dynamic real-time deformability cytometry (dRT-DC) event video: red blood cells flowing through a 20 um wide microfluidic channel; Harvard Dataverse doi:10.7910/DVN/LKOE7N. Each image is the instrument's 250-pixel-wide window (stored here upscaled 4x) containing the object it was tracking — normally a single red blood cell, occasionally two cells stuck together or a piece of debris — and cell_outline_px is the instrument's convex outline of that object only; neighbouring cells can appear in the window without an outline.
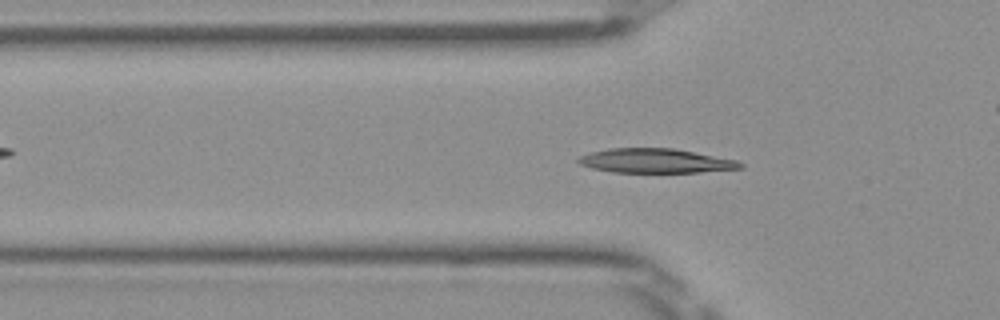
{"species": "Egyptian fruit bat (a non-hibernating species)", "species_latin": "Rousettus aegyptiacus", "temperature_condition": "room temperature", "stored_images_in_passage": 51, "camera_frame_rate_fps": 3000, "um_per_image_px": 0.085, "frame": {"image": 1, "passage_image": 16, "time_ms": 5.0, "image_size_px": [1000, 320], "cell_outline_px": [[744, 168], [700, 172], [612, 172], [592, 168], [580, 164], [576, 160], [580, 156], [588, 152], [608, 148], [672, 148], [736, 160], [744, 164]], "centroid_in_image_um": [55.69, 13.67], "position_along_channel_um": 70.1, "area_um2": 22.89}}
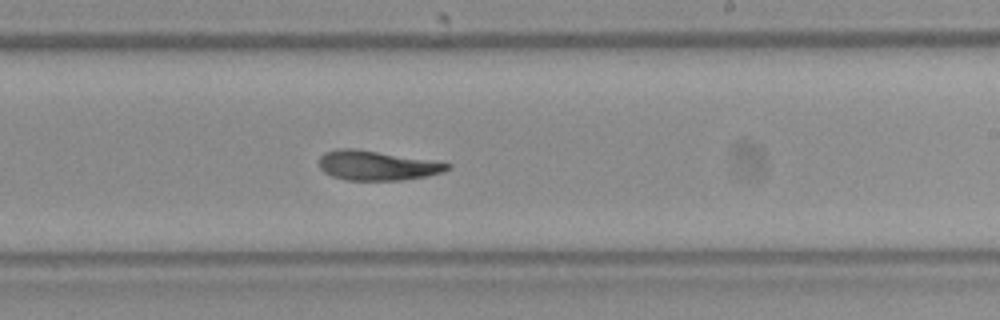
{"frame": {"image": 2, "passage_image": 30, "time_ms": 9.667, "image_size_px": [1000, 320], "cell_outline_px": [[452, 168], [444, 172], [428, 176], [400, 180], [348, 180], [332, 176], [324, 172], [320, 168], [320, 156], [324, 152], [336, 148], [352, 148], [436, 160], [452, 164]], "centroid_in_image_um": [32.1, 14.06], "position_along_channel_um": 256.9, "area_um2": 22.37}}
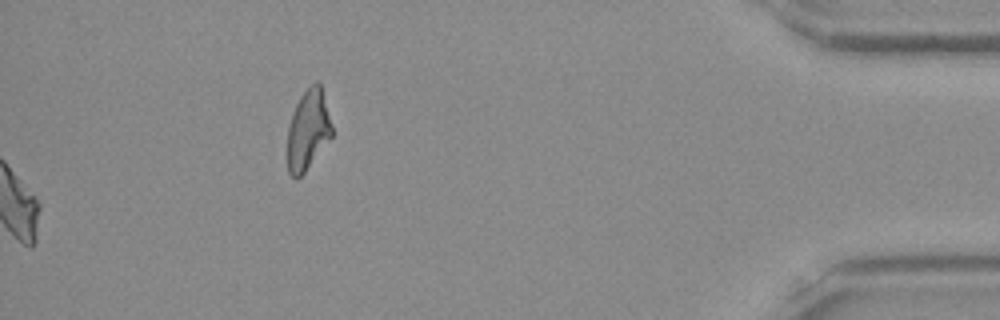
{"frame": {"image": 3, "passage_image": 51, "time_ms": 16.667, "image_size_px": [1000, 320], "cell_outline_px": [[332, 136], [304, 172], [296, 180], [288, 172], [288, 128], [296, 104], [300, 96], [316, 80], [320, 84], [332, 124]], "centroid_in_image_um": [26.18, 11.05], "position_along_channel_um": 409.0, "area_um2": 20.35}, "authors_computed_cell_mechanics": {"area_um2": 22.3108, "velocity_mm_per_s": 3.989, "shape_relaxation_time_tau1_ms": 4.365, "shape_relaxation_time_tau2_ms": 2.6043, "deformation_change_tau1": 0.1647, "deformation_change_tau2": 0.098}}